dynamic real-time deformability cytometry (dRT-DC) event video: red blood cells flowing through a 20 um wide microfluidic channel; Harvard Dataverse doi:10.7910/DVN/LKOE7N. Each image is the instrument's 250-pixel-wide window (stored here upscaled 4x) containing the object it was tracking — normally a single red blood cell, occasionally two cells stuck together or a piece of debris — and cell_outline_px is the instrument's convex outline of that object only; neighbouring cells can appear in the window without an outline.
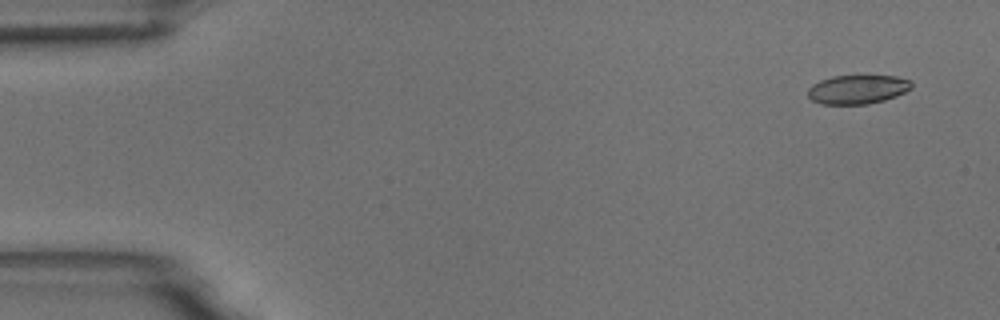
{"species": "common noctule bat (a hibernating species)", "species_latin": "Nyctalus noctula", "temperature_condition": "room temperature", "stored_images_in_passage": 4, "camera_frame_rate_fps": 3000, "um_per_image_px": 0.085, "animal": {"sex": "male", "body_mass_g": 18.8}, "frame": {"image": 1, "passage_image": 2, "time_ms": 1.0, "image_size_px": [1000, 320], "cell_outline_px": [[912, 88], [896, 96], [884, 100], [868, 104], [820, 104], [812, 100], [808, 96], [808, 88], [812, 84], [820, 80], [832, 76], [896, 76], [912, 80]], "centroid_in_image_um": [72.89, 7.6], "position_along_channel_um": 12.1, "area_um2": 17.57}}